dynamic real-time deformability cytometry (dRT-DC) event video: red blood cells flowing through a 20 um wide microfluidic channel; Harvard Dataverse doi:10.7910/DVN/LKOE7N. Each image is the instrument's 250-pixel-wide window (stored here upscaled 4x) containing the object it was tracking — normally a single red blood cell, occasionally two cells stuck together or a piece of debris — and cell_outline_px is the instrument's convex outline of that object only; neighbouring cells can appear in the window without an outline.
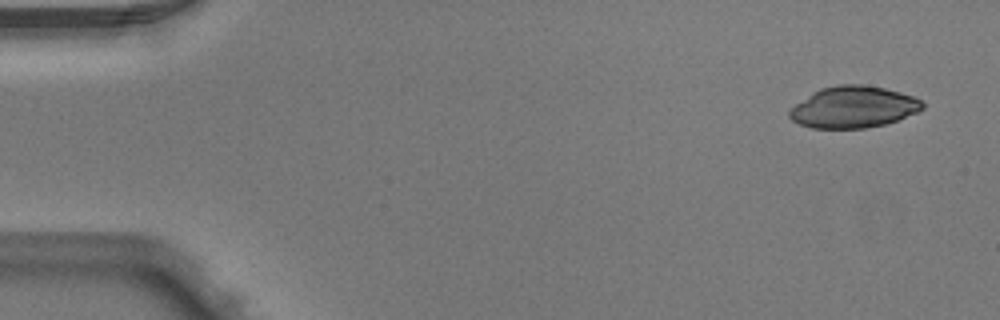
{"species": "Egyptian fruit bat (a non-hibernating species)", "species_latin": "Rousettus aegyptiacus", "temperature_condition": "warm", "stored_images_in_passage": 5, "segment_of_instrument_passage": [1, 2], "camera_frame_rate_fps": 3000, "um_per_image_px": 0.085, "animal": {"sex": "male"}, "frame": {"image": 1, "passage_image": 1, "time_ms": 0.0, "image_size_px": [1000, 320], "cell_outline_px": [[924, 108], [916, 112], [896, 120], [884, 124], [864, 128], [812, 128], [800, 124], [792, 120], [788, 116], [788, 112], [796, 104], [812, 92], [820, 88], [840, 84], [860, 84], [884, 88], [900, 92], [912, 96], [920, 100], [924, 104]], "centroid_in_image_um": [72.51, 9.09], "position_along_channel_um": 12.5, "area_um2": 31.96}}
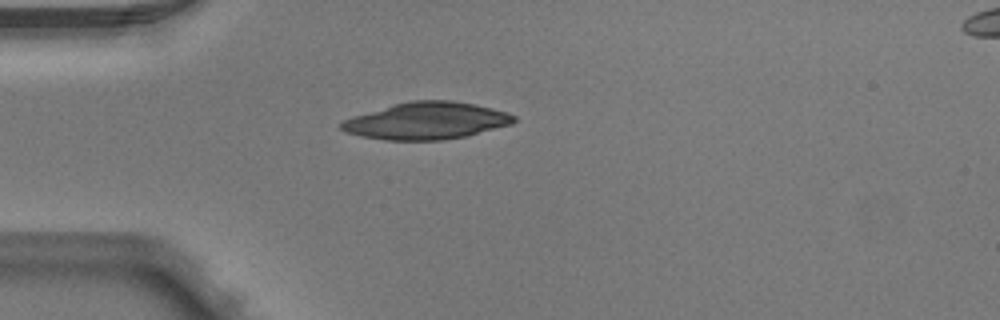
{"frame": {"image": 2, "passage_image": 4, "time_ms": 1.0, "image_size_px": [1000, 320], "cell_outline_px": [[516, 120], [512, 124], [464, 136], [444, 140], [384, 140], [360, 136], [344, 132], [340, 128], [340, 124], [344, 120], [356, 116], [396, 104], [412, 100], [452, 100], [492, 108], [516, 116]], "centroid_in_image_um": [36.26, 10.28], "position_along_channel_um": 48.7, "area_um2": 36.7}}